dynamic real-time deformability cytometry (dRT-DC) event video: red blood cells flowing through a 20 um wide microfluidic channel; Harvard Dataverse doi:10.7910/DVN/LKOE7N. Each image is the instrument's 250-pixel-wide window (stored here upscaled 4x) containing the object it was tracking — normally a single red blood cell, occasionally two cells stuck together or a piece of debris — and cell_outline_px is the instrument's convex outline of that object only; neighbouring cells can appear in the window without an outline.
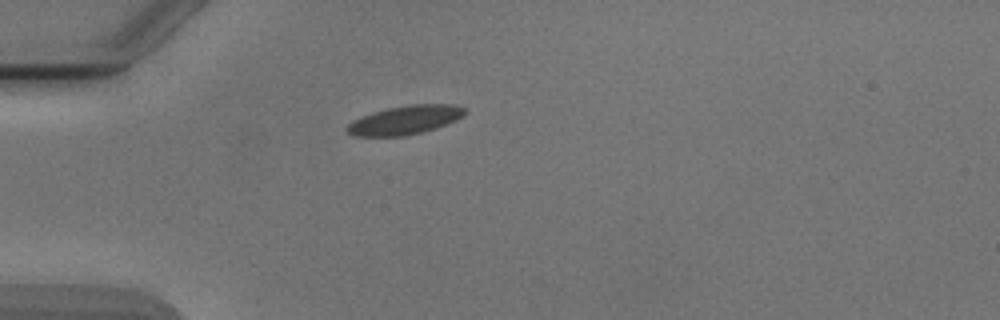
{"species": "Egyptian fruit bat (a non-hibernating species)", "species_latin": "Rousettus aegyptiacus", "temperature_condition": "cold", "stored_images_in_passage": 1, "camera_frame_rate_fps": 3000, "um_per_image_px": 0.085, "animal": {"sex": "male"}, "frame": {"image": 1, "passage_image": 1, "time_ms": 0.0, "image_size_px": [1000, 320], "cell_outline_px": [[468, 112], [464, 116], [456, 120], [436, 128], [404, 136], [352, 136], [344, 128], [352, 120], [360, 116], [372, 112], [388, 108], [408, 104], [456, 104], [464, 108]], "centroid_in_image_um": [34.42, 10.19], "position_along_channel_um": 50.6, "area_um2": 20.0}}